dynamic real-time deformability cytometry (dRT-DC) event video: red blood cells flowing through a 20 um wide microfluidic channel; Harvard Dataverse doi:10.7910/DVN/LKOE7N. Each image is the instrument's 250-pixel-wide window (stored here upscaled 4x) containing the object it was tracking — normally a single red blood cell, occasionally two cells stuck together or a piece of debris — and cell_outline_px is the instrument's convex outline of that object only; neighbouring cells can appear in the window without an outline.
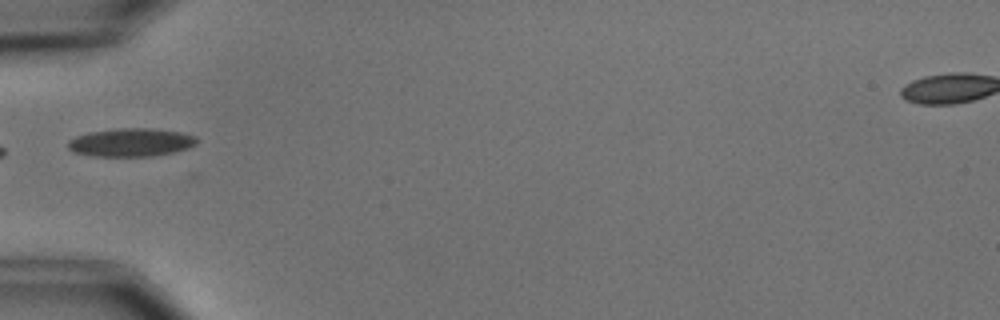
{"species": "common noctule bat (a hibernating species)", "species_latin": "Nyctalus noctula", "temperature_condition": "cold", "stored_images_in_passage": 5, "camera_frame_rate_fps": 3000, "um_per_image_px": 0.085, "animal": {"sex": "male", "body_mass_g": 15.6}, "frame": {"image": 1, "passage_image": 4, "time_ms": 4.333, "image_size_px": [1000, 320], "cell_outline_px": [[196, 144], [188, 148], [176, 152], [152, 156], [92, 156], [72, 152], [68, 148], [68, 140], [76, 136], [88, 132], [120, 128], [152, 128], [180, 132], [196, 136]], "centroid_in_image_um": [11.12, 12.1], "position_along_channel_um": 73.9, "area_um2": 21.33}}